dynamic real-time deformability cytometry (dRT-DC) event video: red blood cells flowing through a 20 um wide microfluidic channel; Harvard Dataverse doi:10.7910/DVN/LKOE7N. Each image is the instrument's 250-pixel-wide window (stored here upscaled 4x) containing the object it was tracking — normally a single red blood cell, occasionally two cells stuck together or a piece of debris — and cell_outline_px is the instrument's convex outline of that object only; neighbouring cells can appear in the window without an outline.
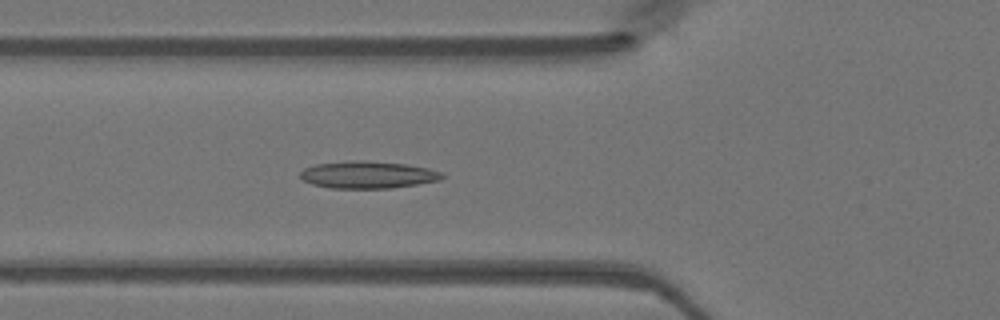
{"species": "Egyptian fruit bat (a non-hibernating species)", "species_latin": "Rousettus aegyptiacus", "temperature_condition": "warm", "stored_images_in_passage": 47, "camera_frame_rate_fps": 3000, "um_per_image_px": 0.085, "animal": {"sex": "female"}, "frame": {"image": 1, "passage_image": 17, "time_ms": 5.333, "image_size_px": [1000, 320], "cell_outline_px": [[444, 176], [440, 180], [392, 188], [328, 188], [312, 184], [304, 180], [300, 176], [300, 172], [304, 168], [316, 164], [352, 160], [364, 160], [404, 164], [428, 168], [440, 172]], "centroid_in_image_um": [31.23, 14.85], "position_along_channel_um": 94.6, "area_um2": 22.37}}
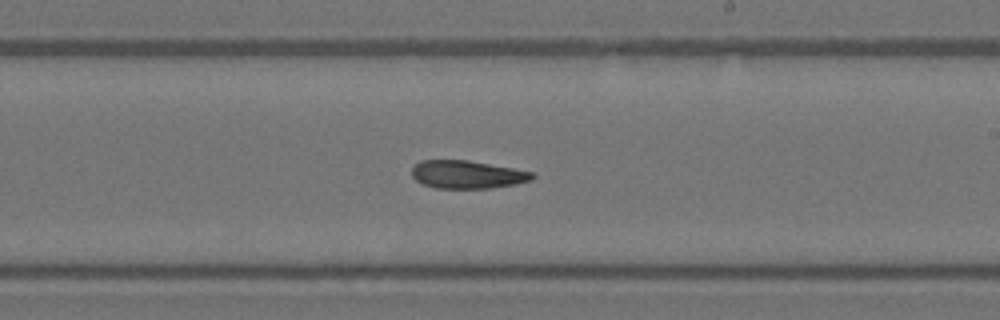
{"frame": {"image": 2, "passage_image": 28, "time_ms": 9.0, "image_size_px": [1000, 320], "cell_outline_px": [[536, 176], [532, 180], [516, 184], [492, 188], [436, 188], [424, 184], [416, 180], [412, 176], [412, 168], [420, 160], [468, 160], [512, 168], [532, 172]], "centroid_in_image_um": [39.72, 14.83], "position_along_channel_um": 249.3, "area_um2": 19.59}}
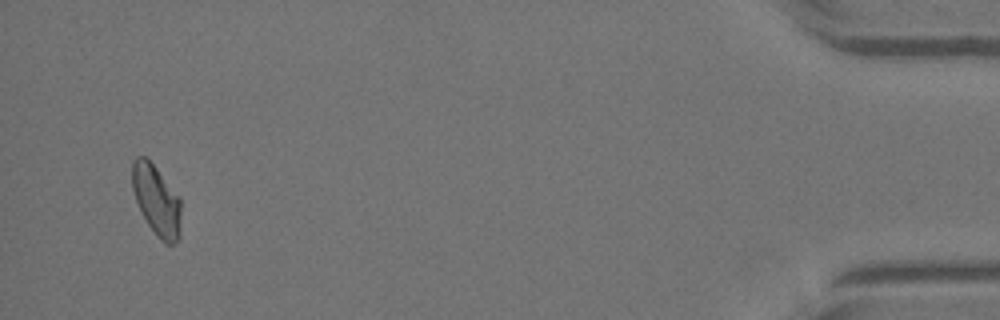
{"frame": {"image": 3, "passage_image": 46, "time_ms": 15.0, "image_size_px": [1000, 320], "cell_outline_px": [[180, 236], [172, 244], [164, 244], [156, 236], [148, 224], [136, 200], [132, 188], [132, 160], [136, 156], [144, 156], [156, 168], [180, 196]], "centroid_in_image_um": [13.31, 17.02], "position_along_channel_um": 421.9, "area_um2": 19.94}}